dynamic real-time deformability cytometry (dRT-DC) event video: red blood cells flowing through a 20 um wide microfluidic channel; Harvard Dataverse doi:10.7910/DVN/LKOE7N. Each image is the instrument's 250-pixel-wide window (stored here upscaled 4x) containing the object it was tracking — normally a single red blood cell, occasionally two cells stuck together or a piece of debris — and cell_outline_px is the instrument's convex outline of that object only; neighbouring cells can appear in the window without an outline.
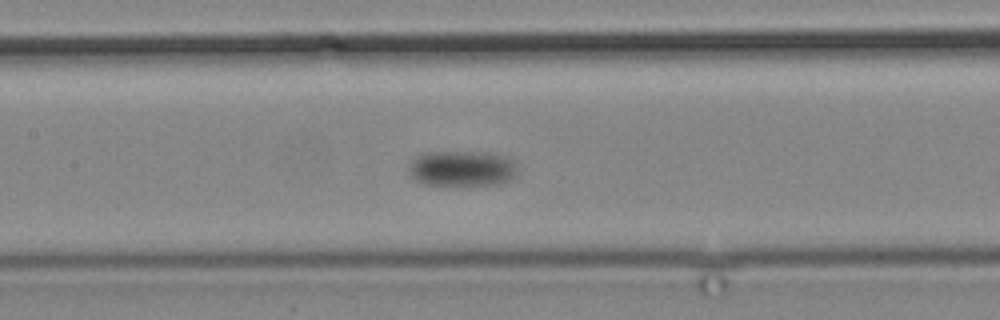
{"species": "common noctule bat (a hibernating species)", "species_latin": "Nyctalus noctula", "temperature_condition": "cold", "stored_images_in_passage": 15, "camera_frame_rate_fps": 3000, "um_per_image_px": 0.085, "animal": {"sex": "male", "body_mass_g": 19.2, "forearm_length_mm": 51.8}, "frame": {"image": 1, "passage_image": 14, "time_ms": 17.667, "image_size_px": [1000, 320], "cell_outline_px": [[516, 176], [512, 180], [500, 184], [424, 184], [416, 180], [412, 176], [408, 168], [408, 164], [416, 156], [424, 152], [488, 152], [508, 156], [512, 160], [516, 168]], "centroid_in_image_um": [39.29, 14.3], "position_along_channel_um": 168.1, "area_um2": 22.6}}